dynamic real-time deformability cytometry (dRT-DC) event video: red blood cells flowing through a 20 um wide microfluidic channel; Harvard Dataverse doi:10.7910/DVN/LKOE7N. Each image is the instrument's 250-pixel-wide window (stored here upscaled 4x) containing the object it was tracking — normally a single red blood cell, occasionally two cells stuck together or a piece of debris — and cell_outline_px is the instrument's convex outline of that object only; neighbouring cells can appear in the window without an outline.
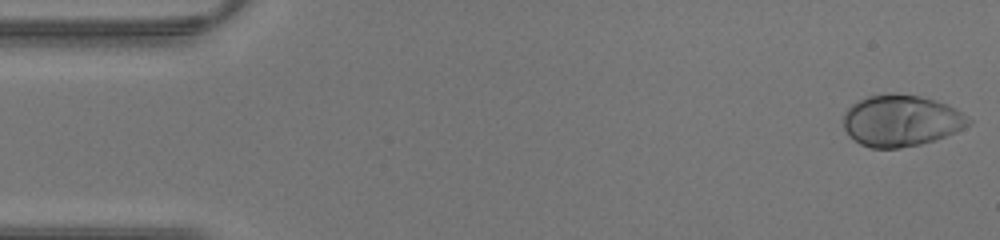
{"species": "human", "species_latin": "Homo sapiens", "temperature_condition": "warm", "stored_images_in_passage": 43, "camera_frame_rate_fps": 3000, "um_per_image_px": 0.085, "donor": {"sex": "male"}, "frame": {"image": 1, "passage_image": 1, "time_ms": 0.0, "image_size_px": [1000, 240], "cell_outline_px": [[972, 120], [968, 124], [956, 132], [920, 144], [896, 148], [872, 148], [860, 144], [848, 136], [844, 128], [844, 112], [852, 104], [868, 96], [920, 96], [944, 104], [960, 112]], "centroid_in_image_um": [76.54, 10.3], "position_along_channel_um": 8.5, "area_um2": 36.36}}
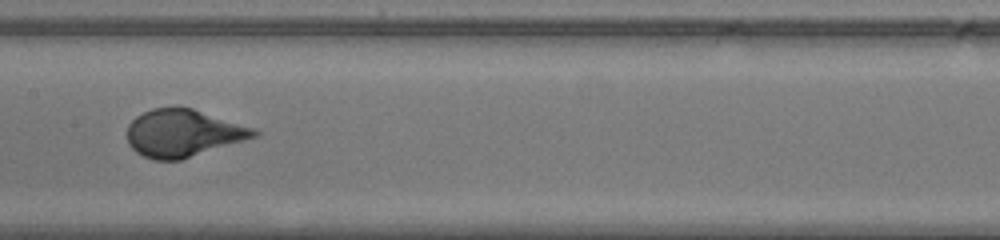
{"frame": {"image": 2, "passage_image": 21, "time_ms": 6.667, "image_size_px": [1000, 240], "cell_outline_px": [[260, 132], [256, 136], [180, 160], [156, 160], [144, 156], [136, 152], [128, 144], [128, 124], [136, 116], [152, 108], [176, 104], [192, 108], [252, 128]], "centroid_in_image_um": [15.5, 11.29], "position_along_channel_um": 191.9, "area_um2": 34.85}}
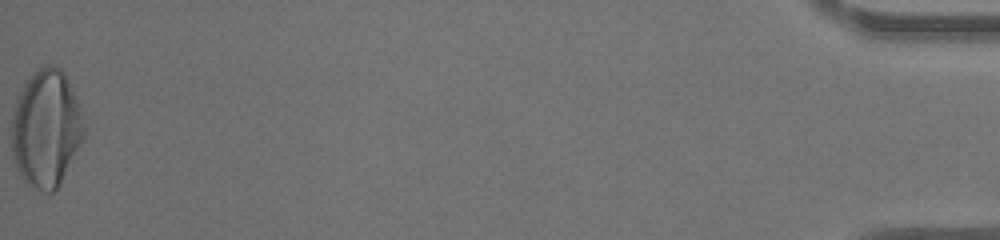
{"frame": {"image": 3, "passage_image": 43, "time_ms": 14.0, "image_size_px": [1000, 240], "cell_outline_px": [[88, 132], [60, 184], [52, 192], [44, 192], [32, 188], [24, 180], [16, 168], [12, 156], [12, 112], [16, 100], [24, 84], [32, 72], [36, 68], [48, 64], [52, 64], [60, 68], [64, 72], [68, 80], [80, 108]], "centroid_in_image_um": [3.94, 10.92], "position_along_channel_um": 431.3, "area_um2": 50.17}}